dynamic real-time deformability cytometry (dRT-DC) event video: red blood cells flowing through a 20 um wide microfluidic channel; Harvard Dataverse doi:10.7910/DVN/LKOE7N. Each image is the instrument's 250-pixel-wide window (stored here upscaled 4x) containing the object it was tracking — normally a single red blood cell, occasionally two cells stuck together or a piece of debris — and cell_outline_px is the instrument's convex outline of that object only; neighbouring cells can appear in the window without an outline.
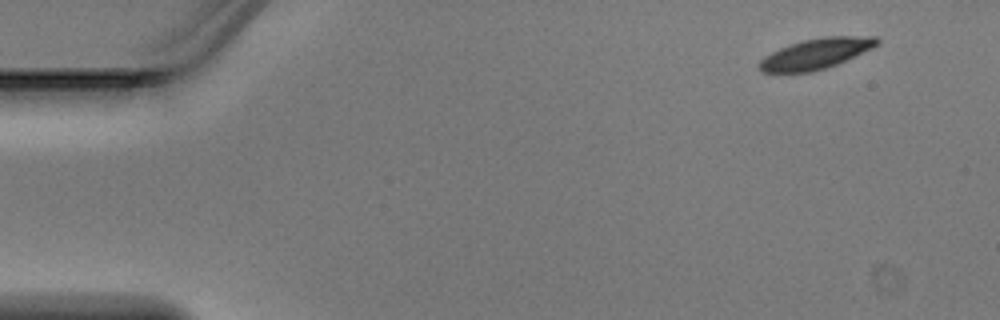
{"species": "Egyptian fruit bat (a non-hibernating species)", "species_latin": "Rousettus aegyptiacus", "temperature_condition": "warm", "stored_images_in_passage": 5, "camera_frame_rate_fps": 3000, "um_per_image_px": 0.085, "animal": {"sex": "male"}, "frame": {"image": 1, "passage_image": 1, "time_ms": 0.0, "image_size_px": [1000, 320], "cell_outline_px": [[880, 40], [876, 44], [836, 64], [812, 72], [760, 72], [760, 60], [764, 56], [780, 48], [804, 40], [824, 36], [876, 36]], "centroid_in_image_um": [69.3, 4.56], "position_along_channel_um": 15.7, "area_um2": 20.23}}
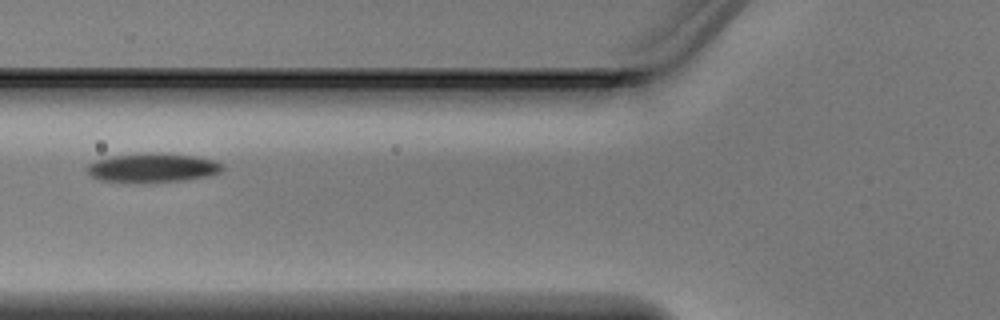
{"frame": {"image": 2, "passage_image": 4, "time_ms": 1.0, "image_size_px": [1000, 320], "cell_outline_px": [[224, 168], [220, 172], [212, 176], [188, 180], [148, 184], [140, 184], [100, 180], [92, 176], [88, 172], [88, 164], [96, 160], [112, 156], [144, 152], [160, 152], [192, 156], [216, 160], [224, 164]], "centroid_in_image_um": [13.03, 14.28], "position_along_channel_um": 112.8, "area_um2": 23.81}}
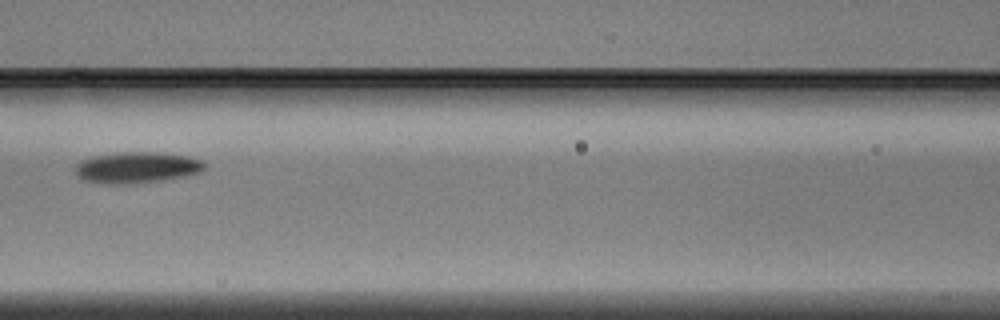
{"frame": {"image": 3, "passage_image": 5, "time_ms": 1.333, "image_size_px": [1000, 320], "cell_outline_px": [[204, 168], [200, 172], [184, 176], [160, 180], [124, 184], [120, 184], [84, 180], [76, 172], [76, 164], [80, 160], [92, 156], [116, 152], [160, 152], [188, 156], [200, 160], [204, 164]], "centroid_in_image_um": [11.62, 14.21], "position_along_channel_um": 155.0, "area_um2": 23.12}}